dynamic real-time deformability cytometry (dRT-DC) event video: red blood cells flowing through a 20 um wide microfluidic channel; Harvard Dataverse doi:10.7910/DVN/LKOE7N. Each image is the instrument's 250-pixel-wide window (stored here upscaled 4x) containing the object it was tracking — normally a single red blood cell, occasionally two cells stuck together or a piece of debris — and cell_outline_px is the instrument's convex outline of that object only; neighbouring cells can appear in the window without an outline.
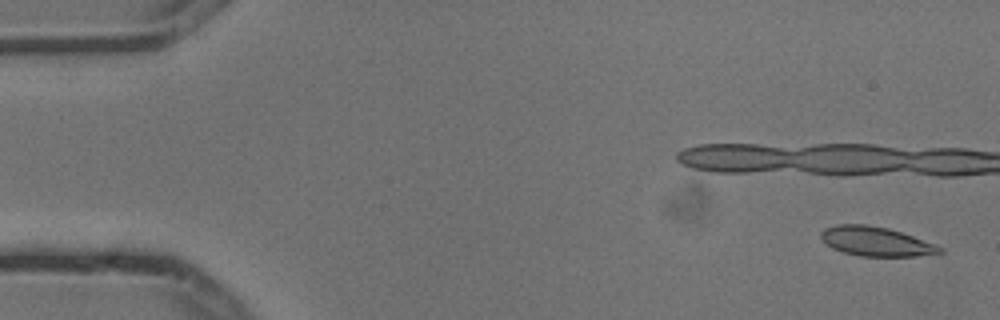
{"species": "common noctule bat (a hibernating species)", "species_latin": "Nyctalus noctula", "temperature_condition": "cold", "stored_images_in_passage": 5, "camera_frame_rate_fps": 3000, "um_per_image_px": 0.085, "animal": {"sex": "male", "body_mass_g": 13.3}, "frame": {"image": 1, "passage_image": 1, "time_ms": 0.0, "image_size_px": [1000, 320], "cell_outline_px": [[944, 252], [916, 256], [860, 256], [844, 252], [832, 248], [820, 236], [820, 232], [824, 228], [836, 224], [868, 224], [888, 228], [936, 244], [944, 248]], "centroid_in_image_um": [74.46, 20.51], "position_along_channel_um": 10.5, "area_um2": 20.23}}